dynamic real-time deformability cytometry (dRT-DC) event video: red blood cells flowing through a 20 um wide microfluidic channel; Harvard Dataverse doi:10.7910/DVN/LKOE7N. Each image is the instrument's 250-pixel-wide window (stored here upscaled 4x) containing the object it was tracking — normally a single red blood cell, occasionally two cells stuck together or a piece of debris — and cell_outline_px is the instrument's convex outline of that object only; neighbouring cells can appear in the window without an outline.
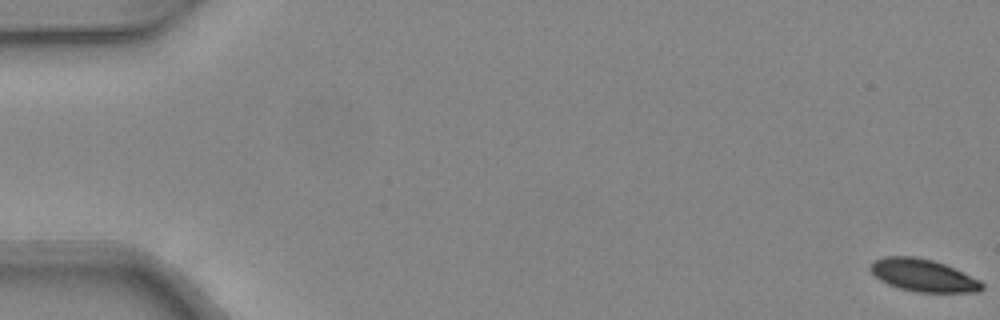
{"species": "common noctule bat (a hibernating species)", "species_latin": "Nyctalus noctula", "temperature_condition": "warm", "stored_images_in_passage": 49, "camera_frame_rate_fps": 3000, "um_per_image_px": 0.085, "animal": {"sex": "female", "body_mass_g": 24.6, "forearm_length_mm": 56.2}, "frame": {"image": 1, "passage_image": 1, "time_ms": 0.0, "image_size_px": [1000, 320], "cell_outline_px": [[984, 288], [980, 292], [916, 292], [900, 288], [888, 284], [880, 280], [868, 268], [876, 260], [884, 256], [912, 256], [932, 260], [944, 264], [980, 280], [984, 284]], "centroid_in_image_um": [78.49, 23.41], "position_along_channel_um": 6.5, "area_um2": 20.92}}
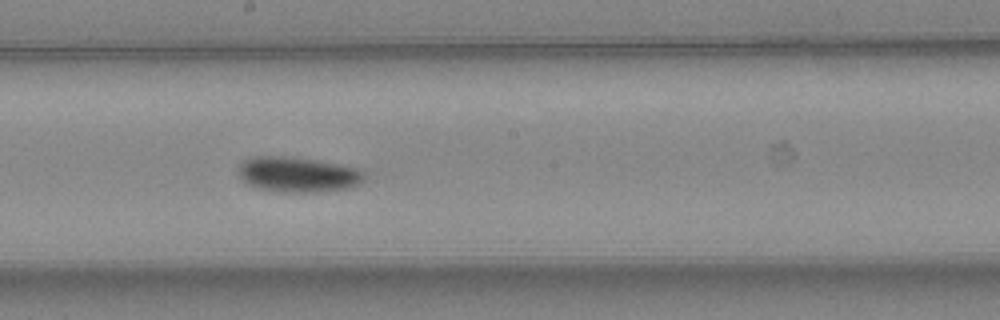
{"frame": {"image": 2, "passage_image": 28, "time_ms": 9.0, "image_size_px": [1000, 320], "cell_outline_px": [[368, 172], [364, 180], [360, 184], [348, 188], [320, 192], [276, 192], [256, 188], [240, 180], [236, 172], [240, 164], [244, 160], [252, 156], [284, 156], [340, 164], [356, 168]], "centroid_in_image_um": [25.3, 14.84], "position_along_channel_um": 222.9, "area_um2": 26.36}}
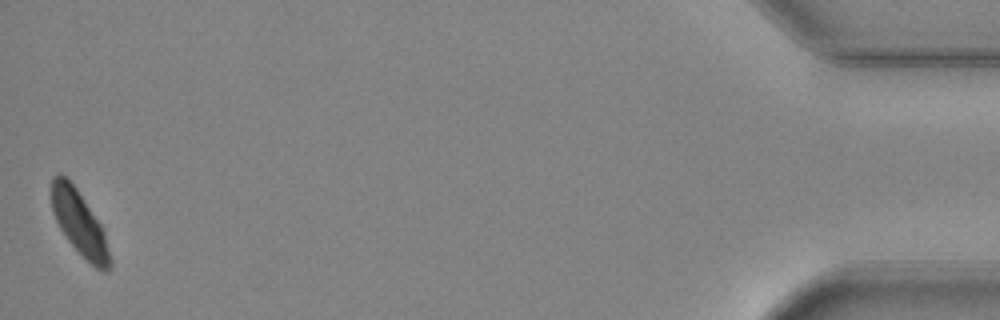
{"frame": {"image": 3, "passage_image": 49, "time_ms": 16.0, "image_size_px": [1000, 320], "cell_outline_px": [[112, 268], [108, 272], [104, 272], [96, 268], [68, 240], [60, 228], [52, 212], [52, 176], [60, 172], [76, 188], [104, 228], [112, 260]], "centroid_in_image_um": [6.8, 18.99], "position_along_channel_um": 428.4, "area_um2": 21.85}, "authors_computed_cell_mechanics": {"area_um2": 23.3512, "velocity_mm_per_s": 4.2793, "shape_relaxation_time_tau1_ms": 4.8746, "shape_relaxation_time_tau2_ms": null, "deformation_change_tau1": 0.1548, "deformation_change_tau2": null}}